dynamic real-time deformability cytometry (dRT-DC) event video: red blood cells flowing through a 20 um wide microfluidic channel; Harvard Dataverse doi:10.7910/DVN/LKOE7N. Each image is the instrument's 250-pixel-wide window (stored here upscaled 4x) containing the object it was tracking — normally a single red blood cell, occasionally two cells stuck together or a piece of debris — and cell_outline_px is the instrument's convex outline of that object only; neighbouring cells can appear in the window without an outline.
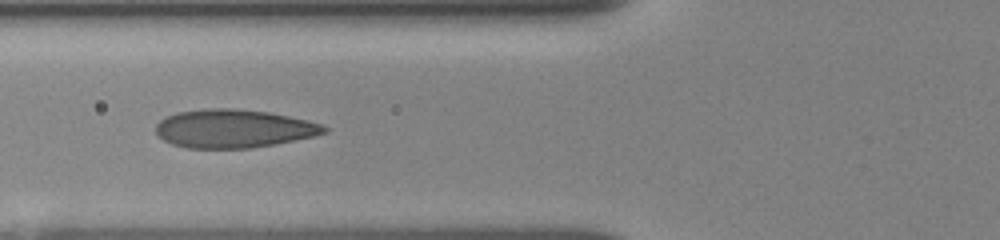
{"species": "human", "species_latin": "Homo sapiens", "temperature_condition": "room temperature", "stored_images_in_passage": 8, "camera_frame_rate_fps": 3000, "um_per_image_px": 0.085, "donor": {"sex": "female"}, "frame": {"image": 1, "passage_image": 6, "time_ms": 6.0, "image_size_px": [1000, 240], "cell_outline_px": [[328, 132], [312, 136], [252, 148], [188, 148], [172, 144], [156, 136], [156, 124], [164, 116], [176, 112], [208, 108], [232, 108], [268, 112], [308, 120], [320, 124], [328, 128]], "centroid_in_image_um": [19.79, 10.92], "position_along_channel_um": 106.0, "area_um2": 37.57}}
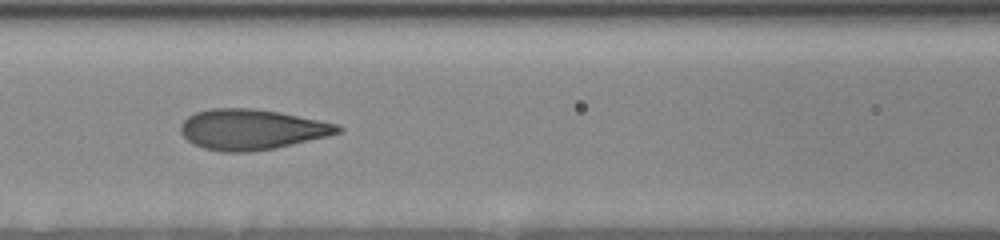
{"frame": {"image": 2, "passage_image": 7, "time_ms": 7.0, "image_size_px": [1000, 240], "cell_outline_px": [[344, 128], [340, 132], [328, 136], [276, 148], [248, 152], [220, 152], [204, 148], [192, 144], [180, 132], [180, 124], [188, 116], [196, 112], [212, 108], [256, 108], [280, 112], [340, 124]], "centroid_in_image_um": [21.4, 11.0], "position_along_channel_um": 145.2, "area_um2": 37.34}}
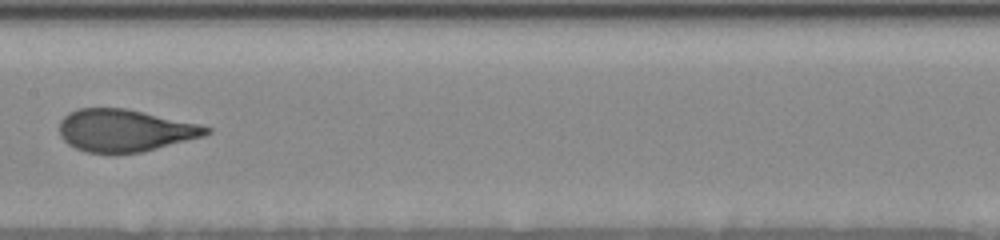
{"frame": {"image": 3, "passage_image": 8, "time_ms": 8.333, "image_size_px": [1000, 240], "cell_outline_px": [[212, 132], [204, 136], [140, 152], [88, 152], [76, 148], [68, 144], [60, 136], [60, 120], [68, 112], [80, 108], [124, 108], [200, 124], [212, 128]], "centroid_in_image_um": [10.61, 11.07], "position_along_channel_um": 196.8, "area_um2": 35.78}}